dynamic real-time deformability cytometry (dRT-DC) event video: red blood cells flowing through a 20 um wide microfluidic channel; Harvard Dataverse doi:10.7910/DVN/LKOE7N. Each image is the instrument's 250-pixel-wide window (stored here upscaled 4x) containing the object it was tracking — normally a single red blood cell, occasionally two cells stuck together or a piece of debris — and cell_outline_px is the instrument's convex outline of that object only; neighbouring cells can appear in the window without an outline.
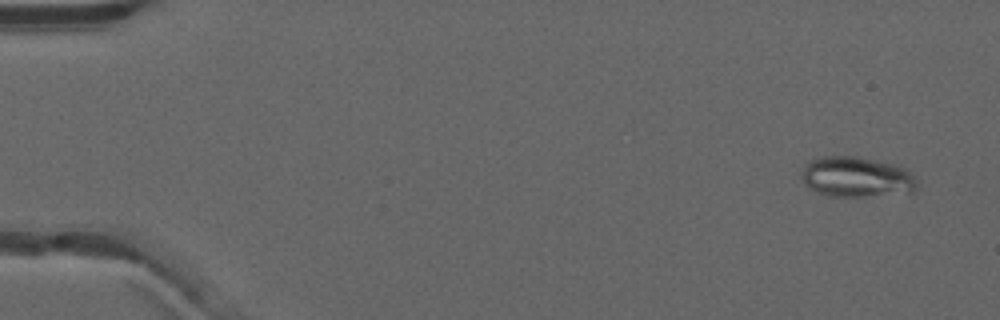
{"species": "common noctule bat (a hibernating species)", "species_latin": "Nyctalus noctula", "temperature_condition": "warm", "stored_images_in_passage": 51, "camera_frame_rate_fps": 3000, "um_per_image_px": 0.085, "animal": {"sex": "male", "forearm_length_mm": 52.5}, "frame": {"image": 1, "passage_image": 2, "time_ms": 0.333, "image_size_px": [1000, 320], "cell_outline_px": [[920, 184], [916, 192], [864, 196], [828, 196], [816, 192], [808, 188], [804, 184], [804, 164], [812, 160], [824, 156], [856, 156], [900, 164]], "centroid_in_image_um": [72.86, 15.04], "position_along_channel_um": 12.1, "area_um2": 27.34}}
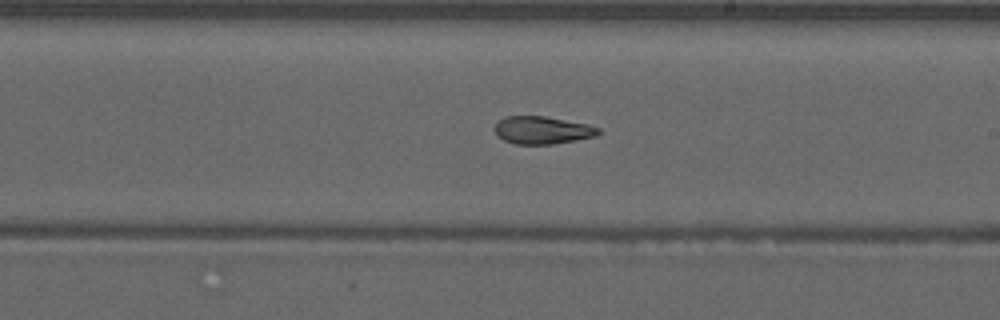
{"frame": {"image": 2, "passage_image": 30, "time_ms": 9.667, "image_size_px": [1000, 320], "cell_outline_px": [[600, 132], [596, 136], [576, 140], [552, 144], [516, 144], [504, 140], [496, 136], [492, 128], [504, 116], [544, 116], [588, 124], [600, 128]], "centroid_in_image_um": [46.07, 11.06], "position_along_channel_um": 242.9, "area_um2": 16.82}}
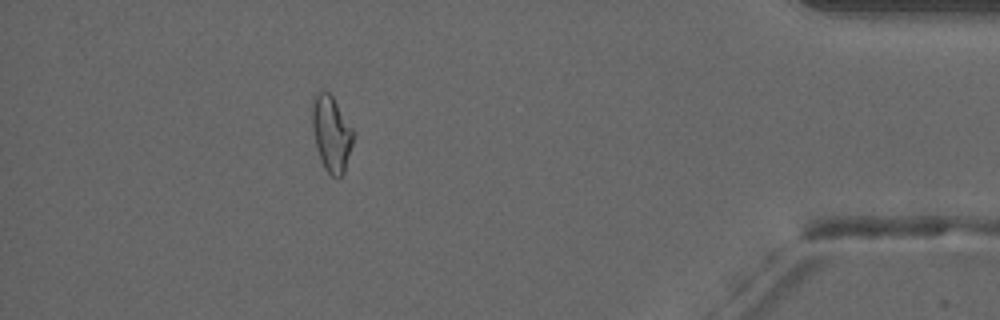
{"frame": {"image": 3, "passage_image": 46, "time_ms": 15.0, "image_size_px": [1000, 320], "cell_outline_px": [[352, 144], [344, 172], [340, 176], [332, 176], [324, 168], [316, 148], [312, 128], [312, 100], [316, 92], [328, 92], [332, 96], [352, 128]], "centroid_in_image_um": [28.13, 11.35], "position_along_channel_um": 407.1, "area_um2": 17.74}, "authors_computed_cell_mechanics": {"area_um2": 18.6116, "velocity_mm_per_s": 3.9605, "shape_relaxation_time_tau1_ms": null, "shape_relaxation_time_tau2_ms": 3.5067, "deformation_change_tau1": null, "deformation_change_tau2": 0.1124}}